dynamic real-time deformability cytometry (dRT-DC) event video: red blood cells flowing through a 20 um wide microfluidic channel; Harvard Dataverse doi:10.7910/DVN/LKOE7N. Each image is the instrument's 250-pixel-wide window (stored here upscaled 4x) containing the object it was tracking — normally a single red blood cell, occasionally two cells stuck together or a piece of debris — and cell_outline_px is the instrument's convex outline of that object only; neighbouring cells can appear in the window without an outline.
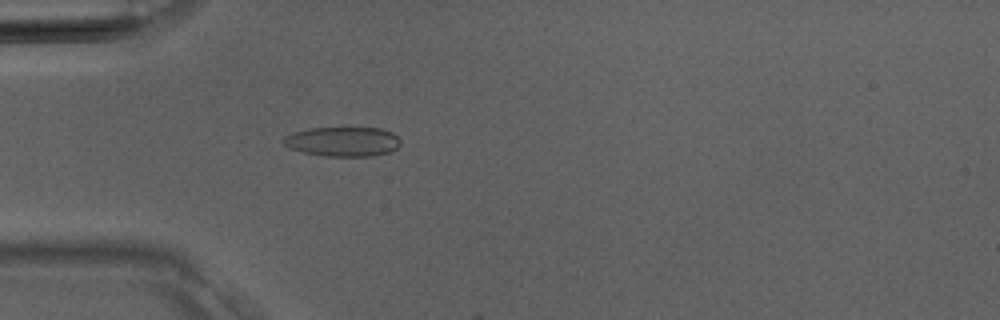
{"species": "Egyptian fruit bat (a non-hibernating species)", "species_latin": "Rousettus aegyptiacus", "temperature_condition": "room temperature", "stored_images_in_passage": 13, "camera_frame_rate_fps": 3000, "um_per_image_px": 0.085, "animal": {"sex": "male"}, "frame": {"image": 1, "passage_image": 12, "time_ms": 3.667, "image_size_px": [1000, 320], "cell_outline_px": [[400, 144], [392, 152], [376, 156], [324, 156], [304, 152], [292, 148], [284, 144], [284, 136], [296, 132], [312, 128], [380, 128], [392, 132], [400, 140]], "centroid_in_image_um": [29.2, 12.04], "position_along_channel_um": 55.8, "area_um2": 20.0}}